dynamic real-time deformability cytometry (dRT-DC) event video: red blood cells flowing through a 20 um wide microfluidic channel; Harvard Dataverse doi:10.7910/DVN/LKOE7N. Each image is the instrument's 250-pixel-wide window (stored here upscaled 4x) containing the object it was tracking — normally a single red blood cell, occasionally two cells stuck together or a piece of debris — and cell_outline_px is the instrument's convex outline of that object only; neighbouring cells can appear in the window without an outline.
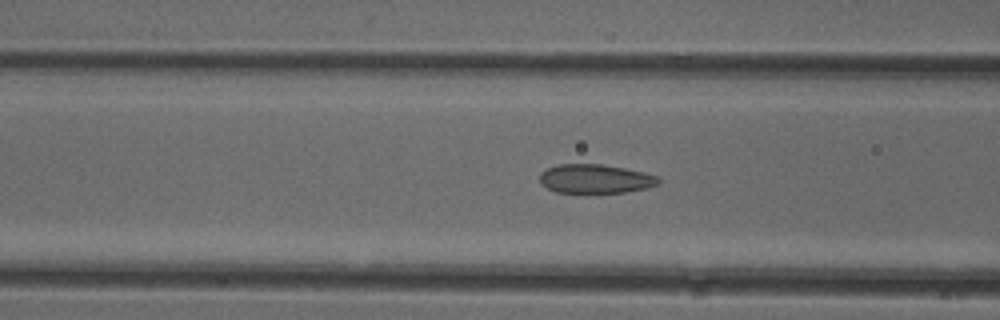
{"species": "common noctule bat (a hibernating species)", "species_latin": "Nyctalus noctula", "temperature_condition": "cold", "stored_images_in_passage": 51, "camera_frame_rate_fps": 3000, "um_per_image_px": 0.085, "animal": {"sex": "female"}, "frame": {"image": 1, "passage_image": 20, "time_ms": 6.333, "image_size_px": [1000, 320], "cell_outline_px": [[660, 184], [648, 188], [624, 192], [556, 192], [540, 184], [540, 172], [548, 168], [560, 164], [600, 164], [624, 168], [644, 172], [656, 176], [660, 180]], "centroid_in_image_um": [50.61, 15.19], "position_along_channel_um": 116.0, "area_um2": 19.94}}
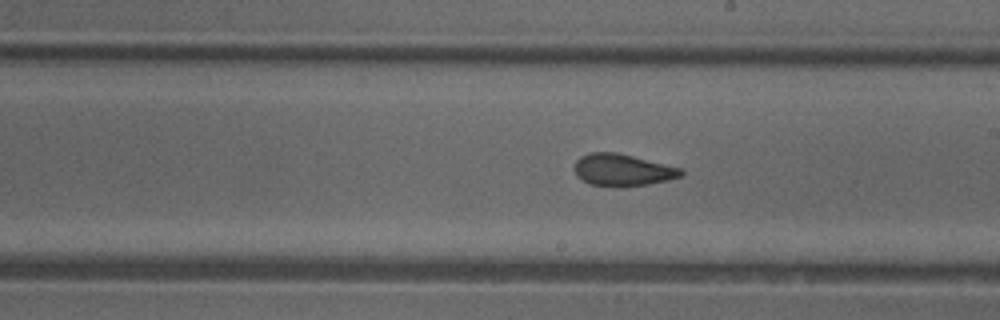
{"frame": {"image": 2, "passage_image": 29, "time_ms": 9.333, "image_size_px": [1000, 320], "cell_outline_px": [[684, 176], [668, 180], [648, 184], [588, 184], [576, 176], [576, 160], [580, 156], [592, 152], [616, 152], [684, 168]], "centroid_in_image_um": [52.98, 14.41], "position_along_channel_um": 236.0, "area_um2": 19.36}}
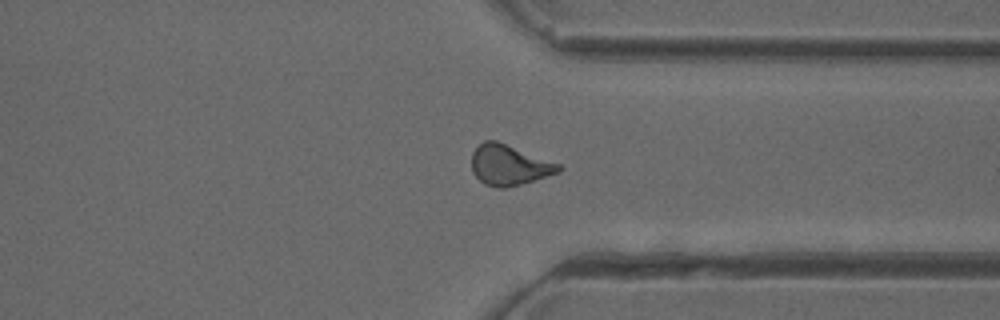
{"frame": {"image": 3, "passage_image": 39, "time_ms": 12.667, "image_size_px": [1000, 320], "cell_outline_px": [[564, 168], [560, 172], [520, 184], [504, 188], [500, 188], [484, 184], [472, 172], [472, 152], [484, 140], [496, 140], [560, 164]], "centroid_in_image_um": [43.27, 14.02], "position_along_channel_um": 368.1, "area_um2": 20.35}, "authors_computed_cell_mechanics": {"area_um2": 20.3456, "velocity_mm_per_s": 3.9984, "shape_relaxation_time_tau1_ms": 6.9191, "shape_relaxation_time_tau2_ms": 1.4334, "deformation_change_tau1": 0.1329, "deformation_change_tau2": 0.0757}}